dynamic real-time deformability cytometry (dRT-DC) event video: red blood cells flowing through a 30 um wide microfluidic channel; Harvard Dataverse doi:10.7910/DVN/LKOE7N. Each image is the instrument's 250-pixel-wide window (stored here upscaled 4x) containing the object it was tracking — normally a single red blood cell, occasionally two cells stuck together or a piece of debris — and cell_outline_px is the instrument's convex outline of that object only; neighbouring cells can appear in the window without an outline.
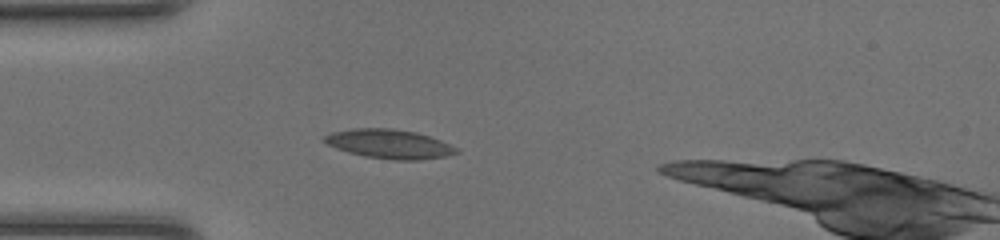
{"species": "common noctule bat (a hibernating species)", "species_latin": "Nyctalus noctula", "temperature_condition": "room temperature", "stored_images_in_passage": 42, "camera_frame_rate_fps": 3000, "um_per_image_px": 0.085, "animal": {"sex": "female", "body_mass_g": 20.0, "forearm_length_mm": 54.0}, "frame": {"image": 1, "passage_image": 12, "time_ms": 3.667, "image_size_px": [1000, 240], "cell_outline_px": [[460, 152], [448, 156], [420, 160], [396, 160], [364, 156], [348, 152], [336, 148], [320, 140], [324, 136], [332, 132], [352, 128], [392, 128], [416, 132], [440, 140], [460, 148]], "centroid_in_image_um": [33.11, 12.24], "position_along_channel_um": 51.9, "area_um2": 22.6}}
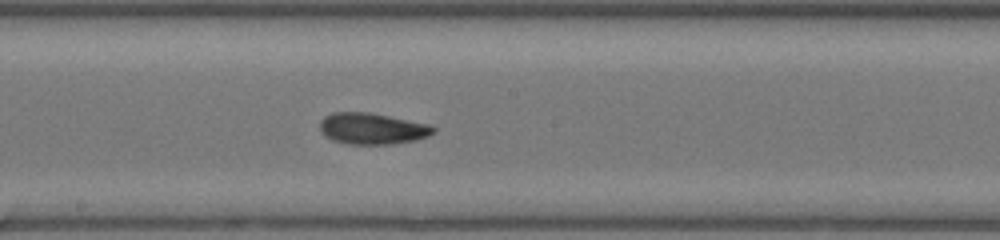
{"frame": {"image": 2, "passage_image": 24, "time_ms": 7.667, "image_size_px": [1000, 240], "cell_outline_px": [[436, 132], [428, 136], [416, 140], [392, 144], [348, 144], [332, 140], [324, 136], [320, 132], [320, 120], [324, 116], [332, 112], [368, 112], [428, 124], [436, 128]], "centroid_in_image_um": [31.61, 10.93], "position_along_channel_um": 216.6, "area_um2": 20.81}}
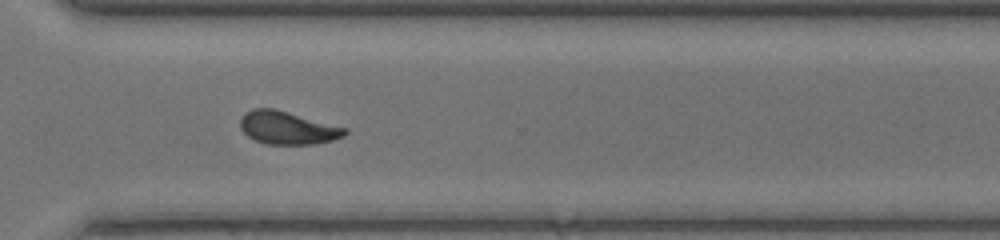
{"frame": {"image": 3, "passage_image": 33, "time_ms": 10.667, "image_size_px": [1000, 240], "cell_outline_px": [[348, 132], [344, 136], [332, 140], [316, 144], [268, 144], [256, 140], [248, 136], [240, 128], [240, 120], [244, 112], [252, 108], [276, 108], [348, 128]], "centroid_in_image_um": [24.45, 10.85], "position_along_channel_um": 346.1, "area_um2": 20.29}, "authors_computed_cell_mechanics": {"area_um2": 20.808, "velocity_mm_per_s": 4.3289, "shape_relaxation_time_tau1_ms": 6.6458, "shape_relaxation_time_tau2_ms": 2.4996, "deformation_change_tau1": 0.169, "deformation_change_tau2": 0.0826}}